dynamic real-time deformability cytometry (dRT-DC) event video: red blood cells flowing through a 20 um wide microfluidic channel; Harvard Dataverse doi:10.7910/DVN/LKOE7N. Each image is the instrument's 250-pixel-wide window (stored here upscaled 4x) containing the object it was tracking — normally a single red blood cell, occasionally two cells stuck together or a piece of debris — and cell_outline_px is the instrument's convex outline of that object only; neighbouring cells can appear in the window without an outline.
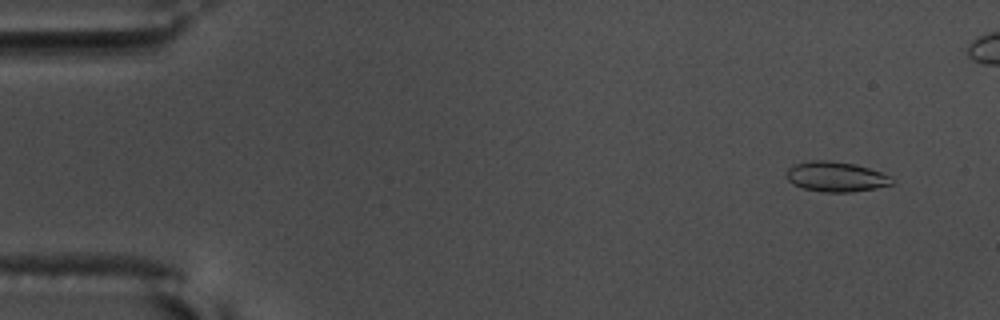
{"species": "common noctule bat (a hibernating species)", "species_latin": "Nyctalus noctula", "temperature_condition": "warm", "stored_images_in_passage": 16, "camera_frame_rate_fps": 3000, "um_per_image_px": 0.085, "animal": {"sex": "male", "body_mass_g": 17.5, "forearm_length_mm": 52.3}, "frame": {"image": 1, "passage_image": 4, "time_ms": 1.0, "image_size_px": [1000, 320], "cell_outline_px": [[892, 184], [876, 188], [852, 192], [824, 192], [804, 188], [792, 184], [784, 176], [784, 172], [788, 168], [796, 164], [812, 160], [828, 160], [856, 164], [880, 172], [888, 176], [892, 180]], "centroid_in_image_um": [70.99, 15.02], "position_along_channel_um": 14.0, "area_um2": 18.44}}